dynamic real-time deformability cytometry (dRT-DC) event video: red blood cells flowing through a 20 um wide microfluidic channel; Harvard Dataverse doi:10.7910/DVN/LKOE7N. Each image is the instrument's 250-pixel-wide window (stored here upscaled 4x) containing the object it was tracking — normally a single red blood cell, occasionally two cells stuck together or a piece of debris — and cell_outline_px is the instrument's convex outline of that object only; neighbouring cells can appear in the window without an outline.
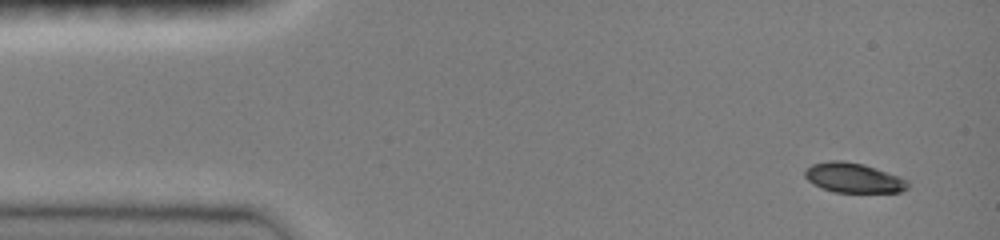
{"species": "common noctule bat (a hibernating species)", "species_latin": "Nyctalus noctula", "temperature_condition": "room temperature", "stored_images_in_passage": 45, "camera_frame_rate_fps": 3000, "um_per_image_px": 0.085, "animal": {"sex": "female", "body_mass_g": 19.0, "forearm_length_mm": 51.5}, "frame": {"image": 1, "passage_image": 1, "time_ms": 0.0, "image_size_px": [1000, 240], "cell_outline_px": [[908, 188], [900, 192], [832, 192], [820, 188], [812, 184], [804, 176], [804, 168], [812, 164], [828, 160], [840, 160], [864, 164], [908, 180]], "centroid_in_image_um": [72.48, 15.11], "position_along_channel_um": 12.5, "area_um2": 17.98}}
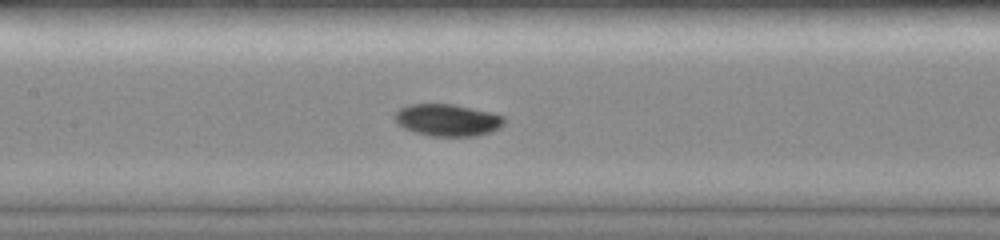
{"frame": {"image": 2, "passage_image": 20, "time_ms": 6.333, "image_size_px": [1000, 240], "cell_outline_px": [[504, 124], [500, 128], [492, 132], [476, 136], [432, 136], [416, 132], [404, 128], [396, 124], [392, 116], [400, 108], [408, 104], [452, 104], [492, 112], [504, 116]], "centroid_in_image_um": [38.03, 10.2], "position_along_channel_um": 169.4, "area_um2": 20.63}}
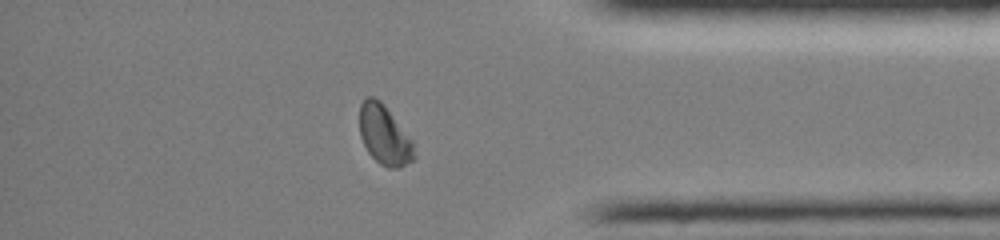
{"frame": {"image": 3, "passage_image": 38, "time_ms": 12.333, "image_size_px": [1000, 240], "cell_outline_px": [[416, 156], [412, 160], [400, 168], [388, 168], [380, 164], [368, 152], [360, 136], [360, 104], [368, 96], [372, 96], [380, 100], [384, 104], [412, 140]], "centroid_in_image_um": [32.68, 11.48], "position_along_channel_um": 402.5, "area_um2": 18.84}, "authors_computed_cell_mechanics": {"area_um2": 19.363, "velocity_mm_per_s": 4.0405, "shape_relaxation_time_tau1_ms": 3.9857, "shape_relaxation_time_tau2_ms": null, "deformation_change_tau1": 0.1366, "deformation_change_tau2": null}}